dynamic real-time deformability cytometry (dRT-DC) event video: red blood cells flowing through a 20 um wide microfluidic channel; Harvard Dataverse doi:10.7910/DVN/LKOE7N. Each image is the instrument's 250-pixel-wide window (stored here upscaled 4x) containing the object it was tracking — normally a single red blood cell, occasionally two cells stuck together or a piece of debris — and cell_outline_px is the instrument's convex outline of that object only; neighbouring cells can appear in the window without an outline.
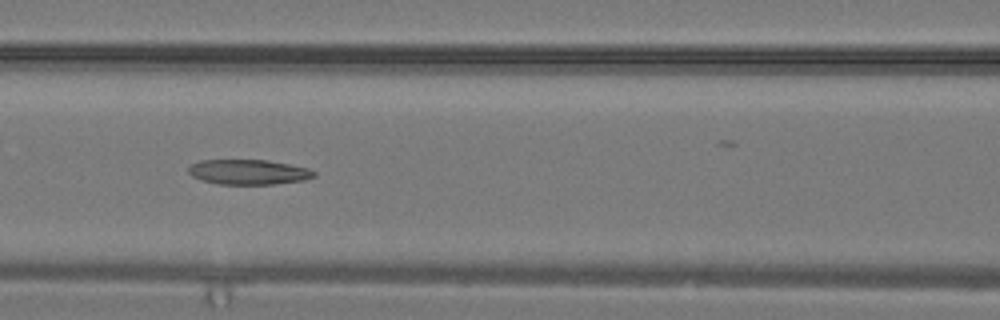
{"species": "common noctule bat (a hibernating species)", "species_latin": "Nyctalus noctula", "temperature_condition": "warm", "stored_images_in_passage": 29, "camera_frame_rate_fps": 3000, "um_per_image_px": 0.085, "animal": {"sex": "male", "body_mass_g": 19.2, "forearm_length_mm": 51.8}, "frame": {"image": 1, "passage_image": 13, "time_ms": 4.0, "image_size_px": [1000, 320], "cell_outline_px": [[316, 176], [304, 180], [276, 184], [220, 184], [204, 180], [192, 176], [188, 172], [188, 168], [192, 164], [200, 160], [268, 160], [308, 168], [316, 172]], "centroid_in_image_um": [21.15, 14.62], "position_along_channel_um": 145.5, "area_um2": 18.21}}
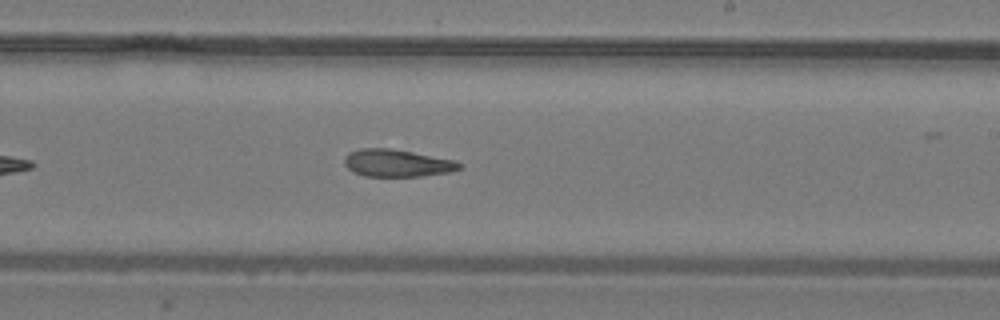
{"frame": {"image": 2, "passage_image": 18, "time_ms": 5.667, "image_size_px": [1000, 320], "cell_outline_px": [[464, 164], [460, 168], [448, 172], [420, 176], [364, 176], [352, 172], [344, 164], [344, 156], [348, 152], [360, 148], [388, 148], [412, 152], [456, 160]], "centroid_in_image_um": [33.72, 13.86], "position_along_channel_um": 255.3, "area_um2": 18.38}}
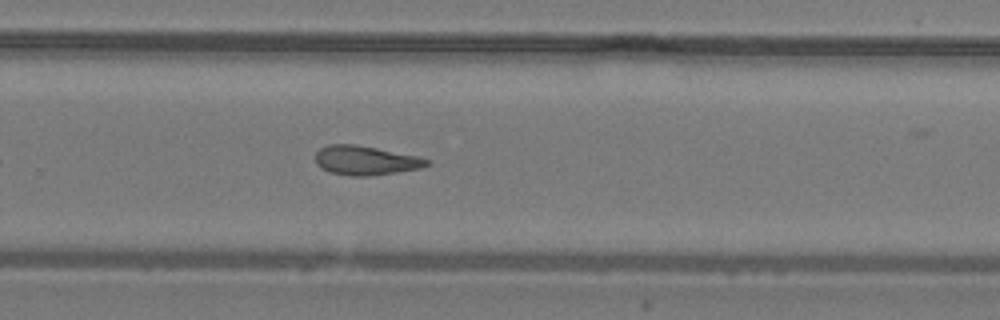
{"frame": {"image": 3, "passage_image": 20, "time_ms": 6.333, "image_size_px": [1000, 320], "cell_outline_px": [[428, 164], [420, 168], [368, 176], [352, 176], [328, 172], [320, 168], [316, 164], [316, 152], [320, 148], [328, 144], [356, 144], [416, 156], [428, 160]], "centroid_in_image_um": [30.99, 13.63], "position_along_channel_um": 298.8, "area_um2": 18.73}}